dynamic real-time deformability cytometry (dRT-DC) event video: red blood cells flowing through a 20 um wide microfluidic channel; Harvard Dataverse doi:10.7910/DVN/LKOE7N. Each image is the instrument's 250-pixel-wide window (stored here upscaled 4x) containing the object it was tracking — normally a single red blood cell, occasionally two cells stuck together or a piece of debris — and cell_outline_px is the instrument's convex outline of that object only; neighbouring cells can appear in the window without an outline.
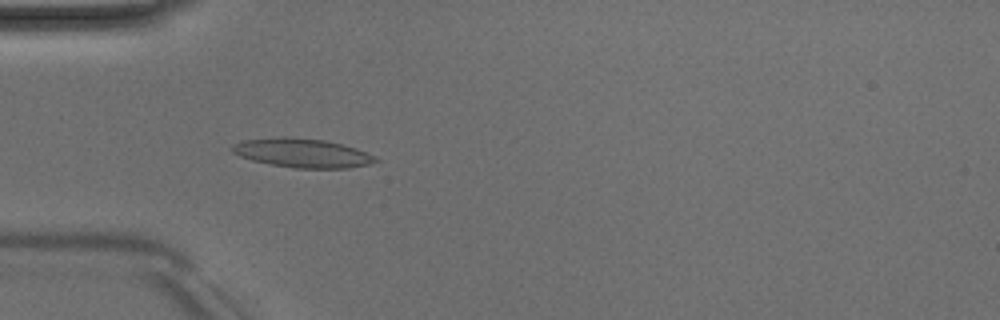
{"species": "Egyptian fruit bat (a non-hibernating species)", "species_latin": "Rousettus aegyptiacus", "temperature_condition": "room temperature", "stored_images_in_passage": 4, "camera_frame_rate_fps": 3000, "um_per_image_px": 0.085, "animal": {"sex": "male"}, "frame": {"image": 1, "passage_image": 4, "time_ms": 3.667, "image_size_px": [1000, 320], "cell_outline_px": [[380, 160], [368, 164], [348, 168], [296, 168], [272, 164], [252, 160], [240, 156], [232, 152], [228, 148], [232, 144], [244, 140], [284, 136], [324, 140], [356, 148]], "centroid_in_image_um": [25.63, 13.0], "position_along_channel_um": 59.4, "area_um2": 23.99}}